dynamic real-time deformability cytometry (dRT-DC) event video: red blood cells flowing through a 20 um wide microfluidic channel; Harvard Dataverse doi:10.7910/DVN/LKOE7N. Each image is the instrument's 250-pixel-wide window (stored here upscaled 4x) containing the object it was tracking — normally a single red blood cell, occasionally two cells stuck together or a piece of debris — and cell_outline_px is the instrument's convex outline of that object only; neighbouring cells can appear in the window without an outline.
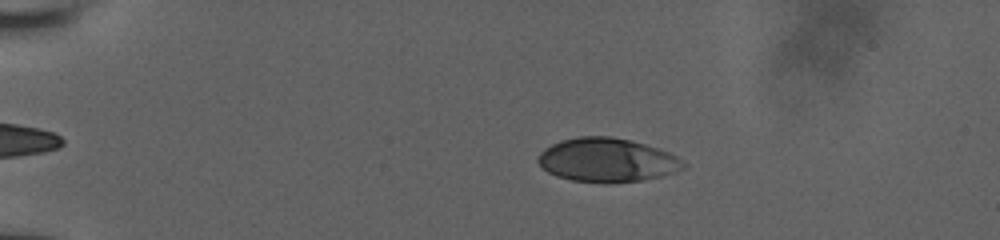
{"species": "human", "species_latin": "Homo sapiens", "temperature_condition": "room temperature", "stored_images_in_passage": 49, "camera_frame_rate_fps": 3000, "um_per_image_px": 0.085, "donor": {"sex": "male"}, "frame": {"image": 1, "passage_image": 6, "time_ms": 1.667, "image_size_px": [1000, 240], "cell_outline_px": [[688, 164], [684, 168], [676, 172], [660, 176], [640, 180], [608, 184], [572, 180], [556, 176], [548, 172], [536, 160], [540, 152], [544, 148], [560, 140], [576, 136], [612, 136], [632, 140], [668, 152], [676, 156]], "centroid_in_image_um": [51.59, 13.6], "position_along_channel_um": 33.4, "area_um2": 37.4}}
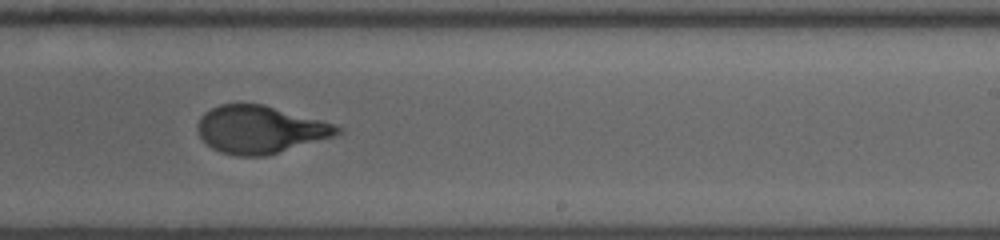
{"frame": {"image": 2, "passage_image": 30, "time_ms": 9.667, "image_size_px": [1000, 240], "cell_outline_px": [[344, 132], [332, 136], [268, 156], [236, 156], [220, 152], [212, 148], [200, 136], [196, 128], [200, 116], [204, 112], [220, 104], [264, 104], [320, 120], [344, 128]], "centroid_in_image_um": [22.08, 11.01], "position_along_channel_um": 266.9, "area_um2": 38.61}}
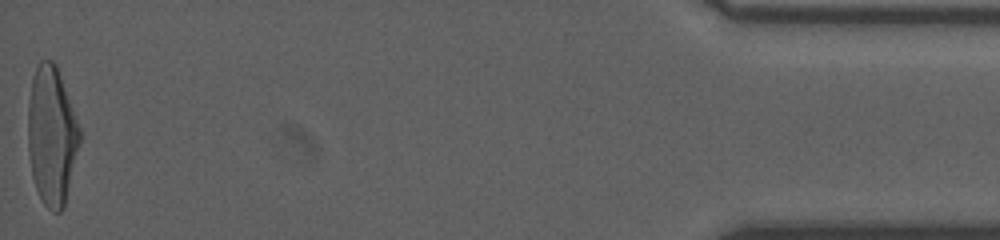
{"frame": {"image": 3, "passage_image": 49, "time_ms": 16.0, "image_size_px": [1000, 240], "cell_outline_px": [[80, 144], [64, 208], [60, 212], [52, 212], [44, 204], [36, 188], [32, 176], [28, 148], [28, 104], [32, 76], [40, 60], [52, 60], [56, 64], [80, 128]], "centroid_in_image_um": [4.39, 11.54], "position_along_channel_um": 430.8, "area_um2": 41.79}, "authors_computed_cell_mechanics": {"area_um2": 38.9572, "velocity_mm_per_s": 3.917, "shape_relaxation_time_tau1_ms": 4.9065, "shape_relaxation_time_tau2_ms": null, "deformation_change_tau1": 0.2386, "deformation_change_tau2": null}}